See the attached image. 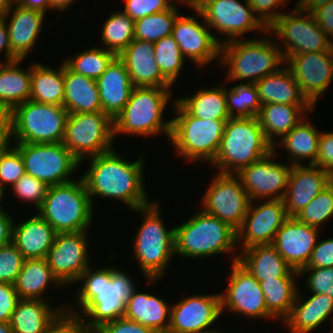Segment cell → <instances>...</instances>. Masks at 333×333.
Masks as SVG:
<instances>
[{"label": "cell", "mask_w": 333, "mask_h": 333, "mask_svg": "<svg viewBox=\"0 0 333 333\" xmlns=\"http://www.w3.org/2000/svg\"><path fill=\"white\" fill-rule=\"evenodd\" d=\"M92 269L89 266L76 281L82 285L74 294L75 309L72 304H66L67 309L78 313L87 329L94 333L103 324L124 317L125 305L137 285L128 273L118 267Z\"/></svg>", "instance_id": "obj_1"}, {"label": "cell", "mask_w": 333, "mask_h": 333, "mask_svg": "<svg viewBox=\"0 0 333 333\" xmlns=\"http://www.w3.org/2000/svg\"><path fill=\"white\" fill-rule=\"evenodd\" d=\"M143 157L142 152L135 162H129L114 149L89 157V169L81 177L92 204L93 198L98 196L119 200L131 210L150 204L144 187Z\"/></svg>", "instance_id": "obj_2"}, {"label": "cell", "mask_w": 333, "mask_h": 333, "mask_svg": "<svg viewBox=\"0 0 333 333\" xmlns=\"http://www.w3.org/2000/svg\"><path fill=\"white\" fill-rule=\"evenodd\" d=\"M160 209L159 202L152 201L133 210L144 219L133 241L132 253L149 285L165 276L167 266L175 256V227H165Z\"/></svg>", "instance_id": "obj_3"}, {"label": "cell", "mask_w": 333, "mask_h": 333, "mask_svg": "<svg viewBox=\"0 0 333 333\" xmlns=\"http://www.w3.org/2000/svg\"><path fill=\"white\" fill-rule=\"evenodd\" d=\"M265 35L268 39L253 37L221 44L219 65L228 67L227 83L243 81L255 84L285 65L281 49L275 43L277 40L272 41L268 32Z\"/></svg>", "instance_id": "obj_4"}, {"label": "cell", "mask_w": 333, "mask_h": 333, "mask_svg": "<svg viewBox=\"0 0 333 333\" xmlns=\"http://www.w3.org/2000/svg\"><path fill=\"white\" fill-rule=\"evenodd\" d=\"M273 151L258 117L229 118L218 153L211 163L219 173L236 174Z\"/></svg>", "instance_id": "obj_5"}, {"label": "cell", "mask_w": 333, "mask_h": 333, "mask_svg": "<svg viewBox=\"0 0 333 333\" xmlns=\"http://www.w3.org/2000/svg\"><path fill=\"white\" fill-rule=\"evenodd\" d=\"M172 89L161 87H134L129 101L113 120L114 138L121 134L142 137L171 134V119L163 120L164 111L172 100ZM117 135V136H116Z\"/></svg>", "instance_id": "obj_6"}, {"label": "cell", "mask_w": 333, "mask_h": 333, "mask_svg": "<svg viewBox=\"0 0 333 333\" xmlns=\"http://www.w3.org/2000/svg\"><path fill=\"white\" fill-rule=\"evenodd\" d=\"M237 230L203 210L175 226V255L208 258L236 250Z\"/></svg>", "instance_id": "obj_7"}, {"label": "cell", "mask_w": 333, "mask_h": 333, "mask_svg": "<svg viewBox=\"0 0 333 333\" xmlns=\"http://www.w3.org/2000/svg\"><path fill=\"white\" fill-rule=\"evenodd\" d=\"M90 196L82 177L48 186L41 207L36 210L56 233L87 232L93 217Z\"/></svg>", "instance_id": "obj_8"}, {"label": "cell", "mask_w": 333, "mask_h": 333, "mask_svg": "<svg viewBox=\"0 0 333 333\" xmlns=\"http://www.w3.org/2000/svg\"><path fill=\"white\" fill-rule=\"evenodd\" d=\"M173 103L177 116L171 119L169 141L177 155L188 162L211 164L218 153L227 120L200 119L191 116L176 100Z\"/></svg>", "instance_id": "obj_9"}, {"label": "cell", "mask_w": 333, "mask_h": 333, "mask_svg": "<svg viewBox=\"0 0 333 333\" xmlns=\"http://www.w3.org/2000/svg\"><path fill=\"white\" fill-rule=\"evenodd\" d=\"M69 112L64 106L28 100L12 110L13 143H61Z\"/></svg>", "instance_id": "obj_10"}, {"label": "cell", "mask_w": 333, "mask_h": 333, "mask_svg": "<svg viewBox=\"0 0 333 333\" xmlns=\"http://www.w3.org/2000/svg\"><path fill=\"white\" fill-rule=\"evenodd\" d=\"M267 32L280 41L279 48L286 60L290 55L333 50L332 40L315 21L311 12L297 4L292 11L275 20ZM282 43V45H281Z\"/></svg>", "instance_id": "obj_11"}, {"label": "cell", "mask_w": 333, "mask_h": 333, "mask_svg": "<svg viewBox=\"0 0 333 333\" xmlns=\"http://www.w3.org/2000/svg\"><path fill=\"white\" fill-rule=\"evenodd\" d=\"M113 119L103 112L68 115L63 145L80 161L113 150Z\"/></svg>", "instance_id": "obj_12"}, {"label": "cell", "mask_w": 333, "mask_h": 333, "mask_svg": "<svg viewBox=\"0 0 333 333\" xmlns=\"http://www.w3.org/2000/svg\"><path fill=\"white\" fill-rule=\"evenodd\" d=\"M22 157L25 172L54 186L72 181L80 161L63 143H14Z\"/></svg>", "instance_id": "obj_13"}, {"label": "cell", "mask_w": 333, "mask_h": 333, "mask_svg": "<svg viewBox=\"0 0 333 333\" xmlns=\"http://www.w3.org/2000/svg\"><path fill=\"white\" fill-rule=\"evenodd\" d=\"M201 199V209L238 230L251 200L236 174L217 173Z\"/></svg>", "instance_id": "obj_14"}, {"label": "cell", "mask_w": 333, "mask_h": 333, "mask_svg": "<svg viewBox=\"0 0 333 333\" xmlns=\"http://www.w3.org/2000/svg\"><path fill=\"white\" fill-rule=\"evenodd\" d=\"M205 0L199 9L205 23L212 30L222 34L224 43L241 39L244 34L257 30L263 35L267 28L254 15L248 0Z\"/></svg>", "instance_id": "obj_15"}, {"label": "cell", "mask_w": 333, "mask_h": 333, "mask_svg": "<svg viewBox=\"0 0 333 333\" xmlns=\"http://www.w3.org/2000/svg\"><path fill=\"white\" fill-rule=\"evenodd\" d=\"M238 255L232 258L229 285L221 296V312L231 311L247 318L275 319L266 307L259 281L238 261Z\"/></svg>", "instance_id": "obj_16"}, {"label": "cell", "mask_w": 333, "mask_h": 333, "mask_svg": "<svg viewBox=\"0 0 333 333\" xmlns=\"http://www.w3.org/2000/svg\"><path fill=\"white\" fill-rule=\"evenodd\" d=\"M198 17L184 16L179 14L174 22L172 36L177 42L184 58L191 60L197 68L213 63V60L220 61L221 44H224L222 37L219 39L212 33L205 23L203 15L199 10H193ZM223 40V41H222ZM217 59V60H216Z\"/></svg>", "instance_id": "obj_17"}, {"label": "cell", "mask_w": 333, "mask_h": 333, "mask_svg": "<svg viewBox=\"0 0 333 333\" xmlns=\"http://www.w3.org/2000/svg\"><path fill=\"white\" fill-rule=\"evenodd\" d=\"M276 149L236 173L251 201L283 200L285 196L292 165L273 160Z\"/></svg>", "instance_id": "obj_18"}, {"label": "cell", "mask_w": 333, "mask_h": 333, "mask_svg": "<svg viewBox=\"0 0 333 333\" xmlns=\"http://www.w3.org/2000/svg\"><path fill=\"white\" fill-rule=\"evenodd\" d=\"M88 232L57 233L46 261L58 280L74 284L91 265L89 262Z\"/></svg>", "instance_id": "obj_19"}, {"label": "cell", "mask_w": 333, "mask_h": 333, "mask_svg": "<svg viewBox=\"0 0 333 333\" xmlns=\"http://www.w3.org/2000/svg\"><path fill=\"white\" fill-rule=\"evenodd\" d=\"M285 64L302 94L315 107L333 79V50L290 55Z\"/></svg>", "instance_id": "obj_20"}, {"label": "cell", "mask_w": 333, "mask_h": 333, "mask_svg": "<svg viewBox=\"0 0 333 333\" xmlns=\"http://www.w3.org/2000/svg\"><path fill=\"white\" fill-rule=\"evenodd\" d=\"M220 293L185 296L171 306L168 333H200L208 330L221 317Z\"/></svg>", "instance_id": "obj_21"}, {"label": "cell", "mask_w": 333, "mask_h": 333, "mask_svg": "<svg viewBox=\"0 0 333 333\" xmlns=\"http://www.w3.org/2000/svg\"><path fill=\"white\" fill-rule=\"evenodd\" d=\"M250 203L242 226L237 230L241 250L254 245L272 244L277 231L288 218L283 200H266L257 205Z\"/></svg>", "instance_id": "obj_22"}, {"label": "cell", "mask_w": 333, "mask_h": 333, "mask_svg": "<svg viewBox=\"0 0 333 333\" xmlns=\"http://www.w3.org/2000/svg\"><path fill=\"white\" fill-rule=\"evenodd\" d=\"M319 228L288 217L276 233L272 245L293 268L300 271L306 267L319 239Z\"/></svg>", "instance_id": "obj_23"}, {"label": "cell", "mask_w": 333, "mask_h": 333, "mask_svg": "<svg viewBox=\"0 0 333 333\" xmlns=\"http://www.w3.org/2000/svg\"><path fill=\"white\" fill-rule=\"evenodd\" d=\"M333 177L320 167L292 165L283 198L288 217H295L331 182Z\"/></svg>", "instance_id": "obj_24"}, {"label": "cell", "mask_w": 333, "mask_h": 333, "mask_svg": "<svg viewBox=\"0 0 333 333\" xmlns=\"http://www.w3.org/2000/svg\"><path fill=\"white\" fill-rule=\"evenodd\" d=\"M154 44L134 39L118 58L125 64L134 87L172 88L155 61Z\"/></svg>", "instance_id": "obj_25"}, {"label": "cell", "mask_w": 333, "mask_h": 333, "mask_svg": "<svg viewBox=\"0 0 333 333\" xmlns=\"http://www.w3.org/2000/svg\"><path fill=\"white\" fill-rule=\"evenodd\" d=\"M8 17H10L9 21ZM44 19L45 14L41 11L23 8L15 2L4 16L11 51L19 59L24 60L36 45L39 33L42 32Z\"/></svg>", "instance_id": "obj_26"}, {"label": "cell", "mask_w": 333, "mask_h": 333, "mask_svg": "<svg viewBox=\"0 0 333 333\" xmlns=\"http://www.w3.org/2000/svg\"><path fill=\"white\" fill-rule=\"evenodd\" d=\"M102 112L113 120L129 101L134 88L125 64L118 56L96 80Z\"/></svg>", "instance_id": "obj_27"}, {"label": "cell", "mask_w": 333, "mask_h": 333, "mask_svg": "<svg viewBox=\"0 0 333 333\" xmlns=\"http://www.w3.org/2000/svg\"><path fill=\"white\" fill-rule=\"evenodd\" d=\"M241 252L237 261L258 281L300 277L272 244L254 245Z\"/></svg>", "instance_id": "obj_28"}, {"label": "cell", "mask_w": 333, "mask_h": 333, "mask_svg": "<svg viewBox=\"0 0 333 333\" xmlns=\"http://www.w3.org/2000/svg\"><path fill=\"white\" fill-rule=\"evenodd\" d=\"M56 234L54 228L37 213L21 224L14 221L12 243L25 259L46 258Z\"/></svg>", "instance_id": "obj_29"}, {"label": "cell", "mask_w": 333, "mask_h": 333, "mask_svg": "<svg viewBox=\"0 0 333 333\" xmlns=\"http://www.w3.org/2000/svg\"><path fill=\"white\" fill-rule=\"evenodd\" d=\"M298 290L289 315L282 321L290 333H312L333 314V298L311 293L304 300Z\"/></svg>", "instance_id": "obj_30"}, {"label": "cell", "mask_w": 333, "mask_h": 333, "mask_svg": "<svg viewBox=\"0 0 333 333\" xmlns=\"http://www.w3.org/2000/svg\"><path fill=\"white\" fill-rule=\"evenodd\" d=\"M171 306L157 295L138 292L136 289L125 305L124 317L156 333H168Z\"/></svg>", "instance_id": "obj_31"}, {"label": "cell", "mask_w": 333, "mask_h": 333, "mask_svg": "<svg viewBox=\"0 0 333 333\" xmlns=\"http://www.w3.org/2000/svg\"><path fill=\"white\" fill-rule=\"evenodd\" d=\"M261 104L279 103L297 106H313L302 94L293 74L286 66L263 77L255 83Z\"/></svg>", "instance_id": "obj_32"}, {"label": "cell", "mask_w": 333, "mask_h": 333, "mask_svg": "<svg viewBox=\"0 0 333 333\" xmlns=\"http://www.w3.org/2000/svg\"><path fill=\"white\" fill-rule=\"evenodd\" d=\"M314 106H297L279 103H267L261 106L258 119L267 140L274 145L290 132L308 113L313 111Z\"/></svg>", "instance_id": "obj_33"}, {"label": "cell", "mask_w": 333, "mask_h": 333, "mask_svg": "<svg viewBox=\"0 0 333 333\" xmlns=\"http://www.w3.org/2000/svg\"><path fill=\"white\" fill-rule=\"evenodd\" d=\"M23 59L0 61V109L13 110L30 100L31 65L20 68Z\"/></svg>", "instance_id": "obj_34"}, {"label": "cell", "mask_w": 333, "mask_h": 333, "mask_svg": "<svg viewBox=\"0 0 333 333\" xmlns=\"http://www.w3.org/2000/svg\"><path fill=\"white\" fill-rule=\"evenodd\" d=\"M64 107L72 113L102 112L96 80L74 73L64 64Z\"/></svg>", "instance_id": "obj_35"}, {"label": "cell", "mask_w": 333, "mask_h": 333, "mask_svg": "<svg viewBox=\"0 0 333 333\" xmlns=\"http://www.w3.org/2000/svg\"><path fill=\"white\" fill-rule=\"evenodd\" d=\"M51 283L63 287L62 283L53 274L46 258L25 259L22 269L14 283L15 291L20 299L48 300L45 297L46 289Z\"/></svg>", "instance_id": "obj_36"}, {"label": "cell", "mask_w": 333, "mask_h": 333, "mask_svg": "<svg viewBox=\"0 0 333 333\" xmlns=\"http://www.w3.org/2000/svg\"><path fill=\"white\" fill-rule=\"evenodd\" d=\"M51 307L48 300L20 299L12 313L10 325L13 333H45L48 323L66 304Z\"/></svg>", "instance_id": "obj_37"}, {"label": "cell", "mask_w": 333, "mask_h": 333, "mask_svg": "<svg viewBox=\"0 0 333 333\" xmlns=\"http://www.w3.org/2000/svg\"><path fill=\"white\" fill-rule=\"evenodd\" d=\"M305 117L290 132L273 145L284 147L291 165H302V160L309 159L313 165L318 155L319 137L321 132ZM307 121V122H306Z\"/></svg>", "instance_id": "obj_38"}, {"label": "cell", "mask_w": 333, "mask_h": 333, "mask_svg": "<svg viewBox=\"0 0 333 333\" xmlns=\"http://www.w3.org/2000/svg\"><path fill=\"white\" fill-rule=\"evenodd\" d=\"M31 82L30 100L64 106V62L57 69L32 62Z\"/></svg>", "instance_id": "obj_39"}, {"label": "cell", "mask_w": 333, "mask_h": 333, "mask_svg": "<svg viewBox=\"0 0 333 333\" xmlns=\"http://www.w3.org/2000/svg\"><path fill=\"white\" fill-rule=\"evenodd\" d=\"M191 116L200 119L228 120L225 85L200 88L194 95L176 100Z\"/></svg>", "instance_id": "obj_40"}, {"label": "cell", "mask_w": 333, "mask_h": 333, "mask_svg": "<svg viewBox=\"0 0 333 333\" xmlns=\"http://www.w3.org/2000/svg\"><path fill=\"white\" fill-rule=\"evenodd\" d=\"M297 278H276L259 281L266 301L267 311L283 321L290 313L295 302L298 285Z\"/></svg>", "instance_id": "obj_41"}, {"label": "cell", "mask_w": 333, "mask_h": 333, "mask_svg": "<svg viewBox=\"0 0 333 333\" xmlns=\"http://www.w3.org/2000/svg\"><path fill=\"white\" fill-rule=\"evenodd\" d=\"M134 27L135 21L122 10L112 12L101 30L102 47L118 56L134 40Z\"/></svg>", "instance_id": "obj_42"}, {"label": "cell", "mask_w": 333, "mask_h": 333, "mask_svg": "<svg viewBox=\"0 0 333 333\" xmlns=\"http://www.w3.org/2000/svg\"><path fill=\"white\" fill-rule=\"evenodd\" d=\"M225 85V96L230 118L257 117L261 102L255 84L239 83L228 89Z\"/></svg>", "instance_id": "obj_43"}, {"label": "cell", "mask_w": 333, "mask_h": 333, "mask_svg": "<svg viewBox=\"0 0 333 333\" xmlns=\"http://www.w3.org/2000/svg\"><path fill=\"white\" fill-rule=\"evenodd\" d=\"M117 55L104 47H93L66 58L64 64L74 73L97 80Z\"/></svg>", "instance_id": "obj_44"}, {"label": "cell", "mask_w": 333, "mask_h": 333, "mask_svg": "<svg viewBox=\"0 0 333 333\" xmlns=\"http://www.w3.org/2000/svg\"><path fill=\"white\" fill-rule=\"evenodd\" d=\"M179 14L177 6H171L168 10L136 20L134 39L155 43L172 35L173 25Z\"/></svg>", "instance_id": "obj_45"}, {"label": "cell", "mask_w": 333, "mask_h": 333, "mask_svg": "<svg viewBox=\"0 0 333 333\" xmlns=\"http://www.w3.org/2000/svg\"><path fill=\"white\" fill-rule=\"evenodd\" d=\"M154 44L155 61L158 64L162 75L173 85L175 84L184 63L182 52L172 35L163 37Z\"/></svg>", "instance_id": "obj_46"}, {"label": "cell", "mask_w": 333, "mask_h": 333, "mask_svg": "<svg viewBox=\"0 0 333 333\" xmlns=\"http://www.w3.org/2000/svg\"><path fill=\"white\" fill-rule=\"evenodd\" d=\"M333 216V181L323 189L295 217L302 223L317 227L324 224Z\"/></svg>", "instance_id": "obj_47"}, {"label": "cell", "mask_w": 333, "mask_h": 333, "mask_svg": "<svg viewBox=\"0 0 333 333\" xmlns=\"http://www.w3.org/2000/svg\"><path fill=\"white\" fill-rule=\"evenodd\" d=\"M25 173L22 157L15 146L0 152V185L6 191L7 185L12 187Z\"/></svg>", "instance_id": "obj_48"}, {"label": "cell", "mask_w": 333, "mask_h": 333, "mask_svg": "<svg viewBox=\"0 0 333 333\" xmlns=\"http://www.w3.org/2000/svg\"><path fill=\"white\" fill-rule=\"evenodd\" d=\"M48 186L36 179L35 177L25 173L13 186L15 196L19 200L33 203L38 210L46 196Z\"/></svg>", "instance_id": "obj_49"}, {"label": "cell", "mask_w": 333, "mask_h": 333, "mask_svg": "<svg viewBox=\"0 0 333 333\" xmlns=\"http://www.w3.org/2000/svg\"><path fill=\"white\" fill-rule=\"evenodd\" d=\"M24 260L12 242L0 247V282L14 285Z\"/></svg>", "instance_id": "obj_50"}, {"label": "cell", "mask_w": 333, "mask_h": 333, "mask_svg": "<svg viewBox=\"0 0 333 333\" xmlns=\"http://www.w3.org/2000/svg\"><path fill=\"white\" fill-rule=\"evenodd\" d=\"M301 276L308 273L305 285L308 291L314 294H326L333 298V267L328 268H302Z\"/></svg>", "instance_id": "obj_51"}, {"label": "cell", "mask_w": 333, "mask_h": 333, "mask_svg": "<svg viewBox=\"0 0 333 333\" xmlns=\"http://www.w3.org/2000/svg\"><path fill=\"white\" fill-rule=\"evenodd\" d=\"M45 333H92L84 324L83 318L67 308L60 310L48 323Z\"/></svg>", "instance_id": "obj_52"}, {"label": "cell", "mask_w": 333, "mask_h": 333, "mask_svg": "<svg viewBox=\"0 0 333 333\" xmlns=\"http://www.w3.org/2000/svg\"><path fill=\"white\" fill-rule=\"evenodd\" d=\"M170 0H125L123 12L134 21L145 16L168 10Z\"/></svg>", "instance_id": "obj_53"}, {"label": "cell", "mask_w": 333, "mask_h": 333, "mask_svg": "<svg viewBox=\"0 0 333 333\" xmlns=\"http://www.w3.org/2000/svg\"><path fill=\"white\" fill-rule=\"evenodd\" d=\"M254 15L268 28L275 20L285 12L280 10L289 0H248ZM280 8V10H279Z\"/></svg>", "instance_id": "obj_54"}, {"label": "cell", "mask_w": 333, "mask_h": 333, "mask_svg": "<svg viewBox=\"0 0 333 333\" xmlns=\"http://www.w3.org/2000/svg\"><path fill=\"white\" fill-rule=\"evenodd\" d=\"M333 267V238L317 241L310 260L304 268Z\"/></svg>", "instance_id": "obj_55"}, {"label": "cell", "mask_w": 333, "mask_h": 333, "mask_svg": "<svg viewBox=\"0 0 333 333\" xmlns=\"http://www.w3.org/2000/svg\"><path fill=\"white\" fill-rule=\"evenodd\" d=\"M313 166L322 168L333 177V132H321L318 155Z\"/></svg>", "instance_id": "obj_56"}, {"label": "cell", "mask_w": 333, "mask_h": 333, "mask_svg": "<svg viewBox=\"0 0 333 333\" xmlns=\"http://www.w3.org/2000/svg\"><path fill=\"white\" fill-rule=\"evenodd\" d=\"M94 333H156L151 328L145 327L125 317L103 324Z\"/></svg>", "instance_id": "obj_57"}, {"label": "cell", "mask_w": 333, "mask_h": 333, "mask_svg": "<svg viewBox=\"0 0 333 333\" xmlns=\"http://www.w3.org/2000/svg\"><path fill=\"white\" fill-rule=\"evenodd\" d=\"M19 300L14 285L0 282V322H10Z\"/></svg>", "instance_id": "obj_58"}, {"label": "cell", "mask_w": 333, "mask_h": 333, "mask_svg": "<svg viewBox=\"0 0 333 333\" xmlns=\"http://www.w3.org/2000/svg\"><path fill=\"white\" fill-rule=\"evenodd\" d=\"M311 13L320 28L333 42V0L315 8Z\"/></svg>", "instance_id": "obj_59"}, {"label": "cell", "mask_w": 333, "mask_h": 333, "mask_svg": "<svg viewBox=\"0 0 333 333\" xmlns=\"http://www.w3.org/2000/svg\"><path fill=\"white\" fill-rule=\"evenodd\" d=\"M13 138L12 111L0 109V152L11 148Z\"/></svg>", "instance_id": "obj_60"}, {"label": "cell", "mask_w": 333, "mask_h": 333, "mask_svg": "<svg viewBox=\"0 0 333 333\" xmlns=\"http://www.w3.org/2000/svg\"><path fill=\"white\" fill-rule=\"evenodd\" d=\"M14 219L6 209H0V247L12 242V229Z\"/></svg>", "instance_id": "obj_61"}, {"label": "cell", "mask_w": 333, "mask_h": 333, "mask_svg": "<svg viewBox=\"0 0 333 333\" xmlns=\"http://www.w3.org/2000/svg\"><path fill=\"white\" fill-rule=\"evenodd\" d=\"M4 52V60L15 61L19 58L11 51L8 28L4 18H0V54ZM1 56V55H0ZM1 60V59H0Z\"/></svg>", "instance_id": "obj_62"}, {"label": "cell", "mask_w": 333, "mask_h": 333, "mask_svg": "<svg viewBox=\"0 0 333 333\" xmlns=\"http://www.w3.org/2000/svg\"><path fill=\"white\" fill-rule=\"evenodd\" d=\"M15 3L23 8L38 10L44 14L47 10H51L50 0H16Z\"/></svg>", "instance_id": "obj_63"}, {"label": "cell", "mask_w": 333, "mask_h": 333, "mask_svg": "<svg viewBox=\"0 0 333 333\" xmlns=\"http://www.w3.org/2000/svg\"><path fill=\"white\" fill-rule=\"evenodd\" d=\"M332 0H297L296 4L304 11L312 12L315 8H318Z\"/></svg>", "instance_id": "obj_64"}, {"label": "cell", "mask_w": 333, "mask_h": 333, "mask_svg": "<svg viewBox=\"0 0 333 333\" xmlns=\"http://www.w3.org/2000/svg\"><path fill=\"white\" fill-rule=\"evenodd\" d=\"M77 0H50L52 10H60L61 12L75 4Z\"/></svg>", "instance_id": "obj_65"}, {"label": "cell", "mask_w": 333, "mask_h": 333, "mask_svg": "<svg viewBox=\"0 0 333 333\" xmlns=\"http://www.w3.org/2000/svg\"><path fill=\"white\" fill-rule=\"evenodd\" d=\"M174 1L180 2V3H177L180 5L185 4L192 10H199L202 7L205 0H170L172 6H177L176 2H174ZM181 3H183V4H181Z\"/></svg>", "instance_id": "obj_66"}, {"label": "cell", "mask_w": 333, "mask_h": 333, "mask_svg": "<svg viewBox=\"0 0 333 333\" xmlns=\"http://www.w3.org/2000/svg\"><path fill=\"white\" fill-rule=\"evenodd\" d=\"M13 0H0V18H4L6 13L11 9Z\"/></svg>", "instance_id": "obj_67"}, {"label": "cell", "mask_w": 333, "mask_h": 333, "mask_svg": "<svg viewBox=\"0 0 333 333\" xmlns=\"http://www.w3.org/2000/svg\"><path fill=\"white\" fill-rule=\"evenodd\" d=\"M0 333H13L10 322H0Z\"/></svg>", "instance_id": "obj_68"}, {"label": "cell", "mask_w": 333, "mask_h": 333, "mask_svg": "<svg viewBox=\"0 0 333 333\" xmlns=\"http://www.w3.org/2000/svg\"><path fill=\"white\" fill-rule=\"evenodd\" d=\"M5 193V189L0 185V209H3L4 208V206L3 205H1V204H3V203H1V202H3V194ZM2 200V201H1Z\"/></svg>", "instance_id": "obj_69"}, {"label": "cell", "mask_w": 333, "mask_h": 333, "mask_svg": "<svg viewBox=\"0 0 333 333\" xmlns=\"http://www.w3.org/2000/svg\"><path fill=\"white\" fill-rule=\"evenodd\" d=\"M200 333H222V331L220 330L219 332L215 329V330H208V331H204V332H200Z\"/></svg>", "instance_id": "obj_70"}]
</instances>
